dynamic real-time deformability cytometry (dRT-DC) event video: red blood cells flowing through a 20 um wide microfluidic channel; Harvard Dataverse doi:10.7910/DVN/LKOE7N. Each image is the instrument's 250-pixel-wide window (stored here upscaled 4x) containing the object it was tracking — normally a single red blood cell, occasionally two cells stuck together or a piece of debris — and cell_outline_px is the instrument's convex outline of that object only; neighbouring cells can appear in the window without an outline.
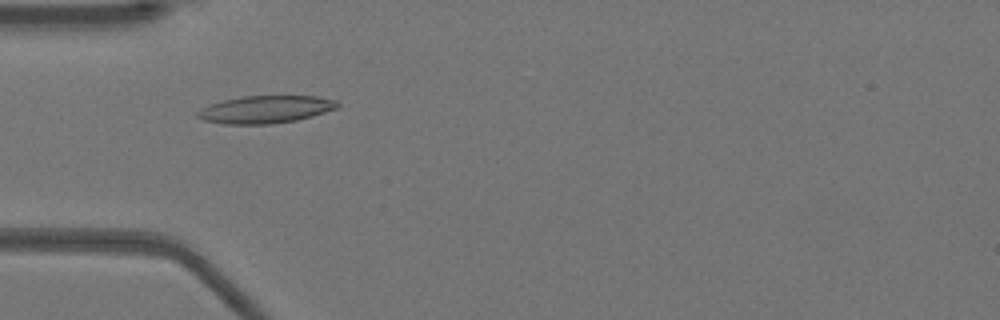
{"species": "Egyptian fruit bat (a non-hibernating species)", "species_latin": "Rousettus aegyptiacus", "temperature_condition": "warm", "stored_images_in_passage": 52, "camera_frame_rate_fps": 3000, "um_per_image_px": 0.085, "animal": {"sex": "female"}, "frame": {"image": 1, "passage_image": 16, "time_ms": 5.0, "image_size_px": [1000, 320], "cell_outline_px": [[340, 104], [336, 108], [312, 116], [296, 120], [272, 124], [224, 124], [204, 120], [196, 116], [196, 112], [208, 104], [224, 100], [244, 96], [316, 96], [336, 100]], "centroid_in_image_um": [22.55, 9.3], "position_along_channel_um": 62.5, "area_um2": 22.37}}
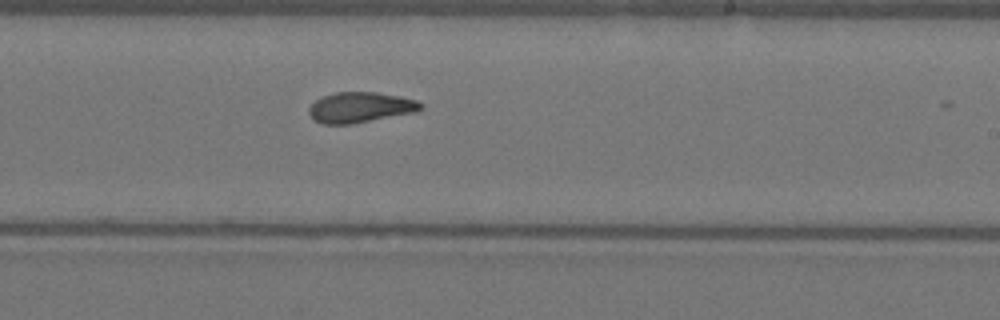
{"frame": {"image": 2, "passage_image": 31, "time_ms": 10.0, "image_size_px": [1000, 320], "cell_outline_px": [[424, 108], [416, 112], [352, 124], [324, 124], [312, 120], [308, 112], [308, 108], [316, 100], [324, 96], [336, 92], [376, 92], [400, 96], [416, 100], [424, 104]], "centroid_in_image_um": [30.64, 9.13], "position_along_channel_um": 258.4, "area_um2": 20.0}}
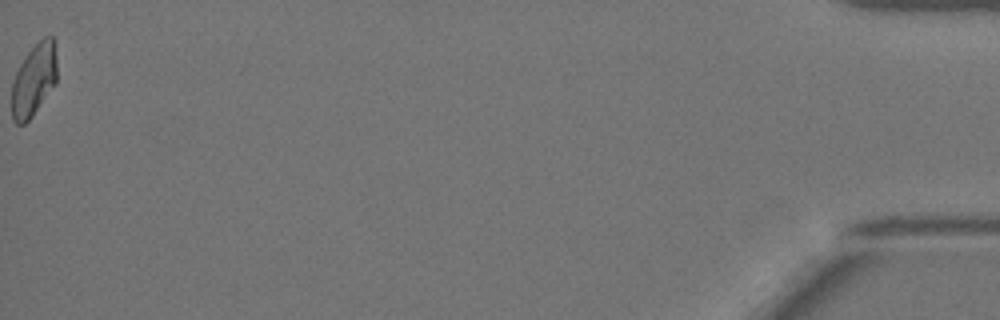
{"frame": {"image": 3, "passage_image": 52, "time_ms": 17.0, "image_size_px": [1000, 320], "cell_outline_px": [[56, 84], [32, 116], [24, 124], [16, 124], [12, 120], [12, 80], [20, 64], [28, 52], [44, 36], [52, 36], [56, 40]], "centroid_in_image_um": [2.89, 6.78], "position_along_channel_um": 432.3, "area_um2": 19.19}, "authors_computed_cell_mechanics": {"area_um2": 20.2878, "velocity_mm_per_s": 3.9301, "shape_relaxation_time_tau1_ms": 5.4729, "shape_relaxation_time_tau2_ms": 2.374, "deformation_change_tau1": 0.1923, "deformation_change_tau2": 0.089}}